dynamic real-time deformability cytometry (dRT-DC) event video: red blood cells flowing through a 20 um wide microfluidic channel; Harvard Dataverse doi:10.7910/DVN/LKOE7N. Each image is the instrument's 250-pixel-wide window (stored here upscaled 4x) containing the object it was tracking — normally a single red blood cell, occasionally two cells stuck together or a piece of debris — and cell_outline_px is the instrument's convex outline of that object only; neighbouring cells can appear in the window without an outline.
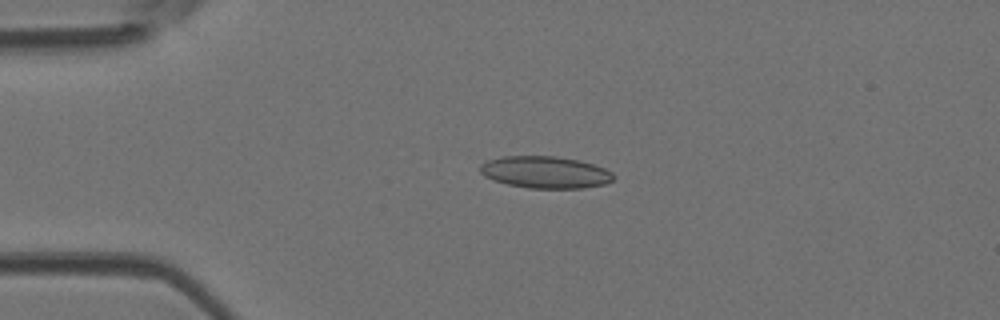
{"species": "Egyptian fruit bat (a non-hibernating species)", "species_latin": "Rousettus aegyptiacus", "temperature_condition": "room temperature", "stored_images_in_passage": 4, "camera_frame_rate_fps": 3000, "um_per_image_px": 0.085, "animal": {"sex": "female"}, "frame": {"image": 1, "passage_image": 2, "time_ms": 0.333, "image_size_px": [1000, 320], "cell_outline_px": [[616, 176], [612, 180], [604, 184], [584, 188], [528, 188], [508, 184], [484, 176], [480, 172], [480, 164], [488, 160], [504, 156], [556, 156], [580, 160], [604, 168], [612, 172]], "centroid_in_image_um": [46.36, 14.63], "position_along_channel_um": 38.6, "area_um2": 24.8}}